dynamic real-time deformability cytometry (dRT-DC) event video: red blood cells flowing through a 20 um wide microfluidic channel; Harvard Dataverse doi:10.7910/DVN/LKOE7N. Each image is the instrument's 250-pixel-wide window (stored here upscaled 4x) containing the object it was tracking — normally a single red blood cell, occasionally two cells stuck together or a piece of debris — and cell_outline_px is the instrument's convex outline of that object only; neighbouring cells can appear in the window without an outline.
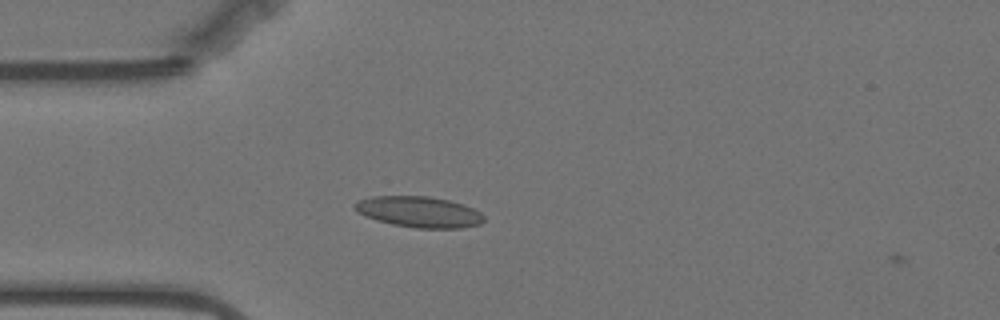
{"species": "Egyptian fruit bat (a non-hibernating species)", "species_latin": "Rousettus aegyptiacus", "temperature_condition": "warm", "stored_images_in_passage": 2, "camera_frame_rate_fps": 3000, "um_per_image_px": 0.085, "animal": {"sex": "female"}, "frame": {"image": 1, "passage_image": 1, "time_ms": 0.0, "image_size_px": [1000, 320], "cell_outline_px": [[484, 220], [480, 224], [460, 228], [416, 228], [392, 224], [376, 220], [364, 216], [352, 208], [352, 204], [360, 200], [372, 196], [428, 196], [448, 200], [464, 204], [480, 212], [484, 216]], "centroid_in_image_um": [35.59, 18.01], "position_along_channel_um": 49.4, "area_um2": 23.35}}